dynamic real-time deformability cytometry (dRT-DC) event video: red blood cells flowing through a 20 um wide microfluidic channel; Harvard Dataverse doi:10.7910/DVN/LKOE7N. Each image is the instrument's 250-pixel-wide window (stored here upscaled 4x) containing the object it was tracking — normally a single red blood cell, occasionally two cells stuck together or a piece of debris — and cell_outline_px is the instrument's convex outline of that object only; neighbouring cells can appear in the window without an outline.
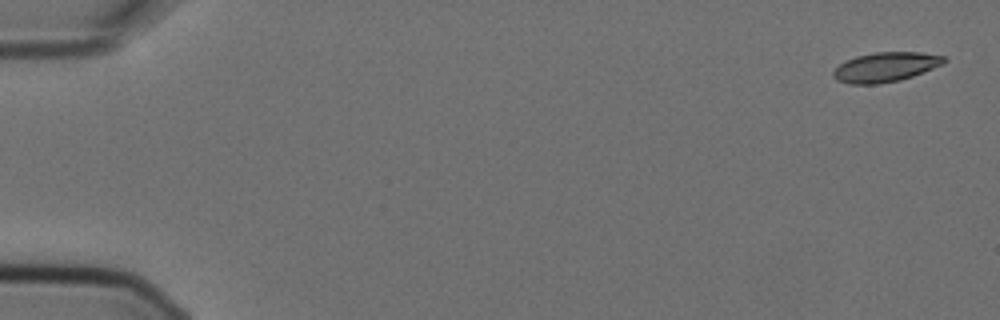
{"species": "Egyptian fruit bat (a non-hibernating species)", "species_latin": "Rousettus aegyptiacus", "temperature_condition": "cold", "stored_images_in_passage": 8, "camera_frame_rate_fps": 3000, "um_per_image_px": 0.085, "animal": {"sex": "female"}, "frame": {"image": 1, "passage_image": 1, "time_ms": 0.0, "image_size_px": [1000, 320], "cell_outline_px": [[948, 60], [944, 64], [912, 76], [900, 80], [880, 84], [848, 84], [836, 80], [832, 76], [832, 72], [840, 64], [856, 56], [876, 52], [920, 52], [944, 56]], "centroid_in_image_um": [75.27, 5.7], "position_along_channel_um": 9.7, "area_um2": 19.13}}
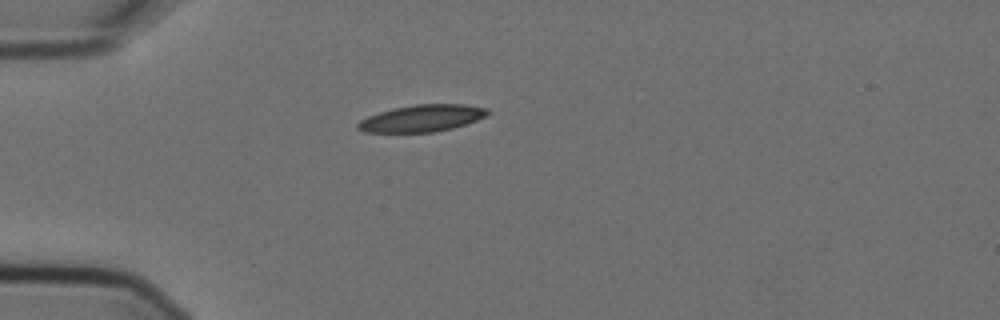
{"frame": {"image": 2, "passage_image": 5, "time_ms": 1.333, "image_size_px": [1000, 320], "cell_outline_px": [[492, 112], [476, 120], [452, 128], [436, 132], [364, 132], [356, 128], [356, 124], [360, 120], [368, 116], [380, 112], [396, 108], [416, 104], [464, 104], [488, 108]], "centroid_in_image_um": [35.87, 10.05], "position_along_channel_um": 49.1, "area_um2": 20.23}}
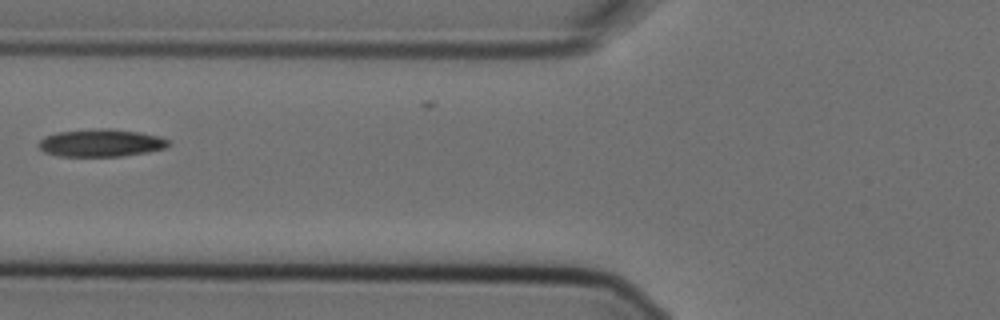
{"frame": {"image": 3, "passage_image": 7, "time_ms": 2.0, "image_size_px": [1000, 320], "cell_outline_px": [[168, 144], [164, 148], [148, 152], [124, 156], [60, 156], [44, 152], [36, 144], [44, 136], [56, 132], [100, 128], [112, 128], [140, 132], [160, 136], [168, 140]], "centroid_in_image_um": [8.56, 12.14], "position_along_channel_um": 117.2, "area_um2": 20.98}}